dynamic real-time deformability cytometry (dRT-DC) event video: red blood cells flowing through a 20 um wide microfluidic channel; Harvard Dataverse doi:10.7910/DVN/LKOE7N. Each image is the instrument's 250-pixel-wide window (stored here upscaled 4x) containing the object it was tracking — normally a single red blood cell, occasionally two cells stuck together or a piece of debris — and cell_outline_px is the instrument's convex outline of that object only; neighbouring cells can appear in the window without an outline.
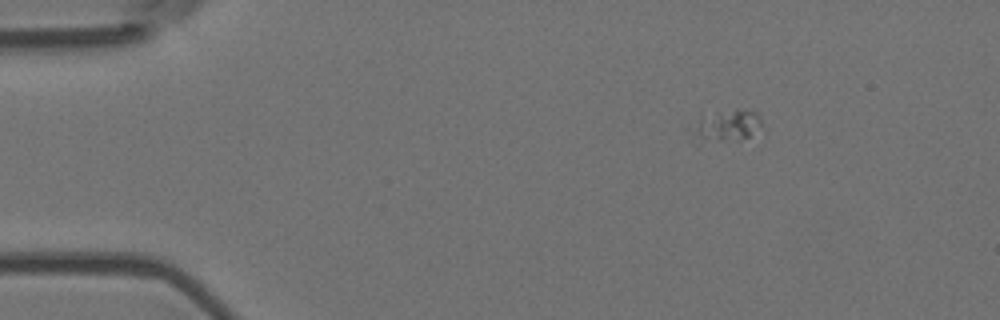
{"species": "Egyptian fruit bat (a non-hibernating species)", "species_latin": "Rousettus aegyptiacus", "temperature_condition": "room temperature", "stored_images_in_passage": 4, "camera_frame_rate_fps": 3000, "um_per_image_px": 0.085, "animal": {"sex": "female"}, "frame": {"image": 1, "passage_image": 1, "time_ms": 0.0, "image_size_px": [1000, 320], "cell_outline_px": [[760, 124], [748, 136], [740, 140], [688, 140], [684, 128], [700, 116], [736, 108], [752, 108], [760, 116]], "centroid_in_image_um": [61.54, 10.65], "position_along_channel_um": 23.5, "area_um2": 13.53}}